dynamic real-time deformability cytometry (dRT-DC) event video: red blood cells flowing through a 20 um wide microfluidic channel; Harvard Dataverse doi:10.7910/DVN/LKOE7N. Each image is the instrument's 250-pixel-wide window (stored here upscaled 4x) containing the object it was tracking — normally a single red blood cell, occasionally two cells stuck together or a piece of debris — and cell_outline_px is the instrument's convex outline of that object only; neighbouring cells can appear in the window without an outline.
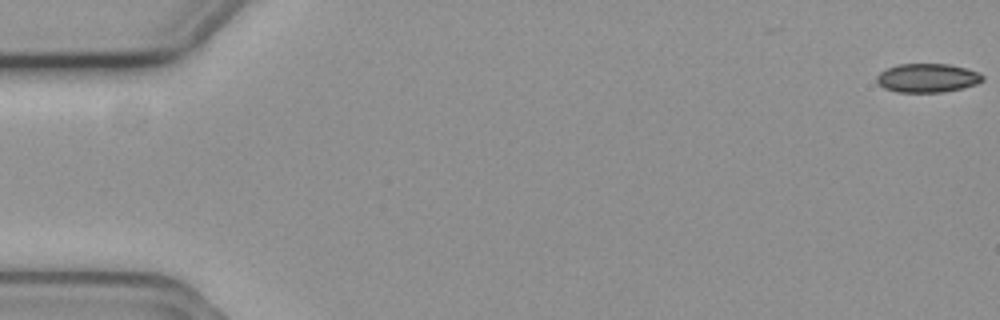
{"species": "common noctule bat (a hibernating species)", "species_latin": "Nyctalus noctula", "temperature_condition": "cold", "stored_images_in_passage": 13, "camera_frame_rate_fps": 3000, "um_per_image_px": 0.085, "animal": {"sex": "female", "body_mass_g": 19.3, "forearm_length_mm": 54.1}, "frame": {"image": 1, "passage_image": 1, "time_ms": 0.0, "image_size_px": [1000, 320], "cell_outline_px": [[984, 80], [976, 84], [944, 92], [896, 92], [884, 88], [876, 80], [876, 76], [884, 68], [896, 64], [948, 64], [980, 72], [984, 76]], "centroid_in_image_um": [78.8, 6.62], "position_along_channel_um": 6.2, "area_um2": 17.86}}